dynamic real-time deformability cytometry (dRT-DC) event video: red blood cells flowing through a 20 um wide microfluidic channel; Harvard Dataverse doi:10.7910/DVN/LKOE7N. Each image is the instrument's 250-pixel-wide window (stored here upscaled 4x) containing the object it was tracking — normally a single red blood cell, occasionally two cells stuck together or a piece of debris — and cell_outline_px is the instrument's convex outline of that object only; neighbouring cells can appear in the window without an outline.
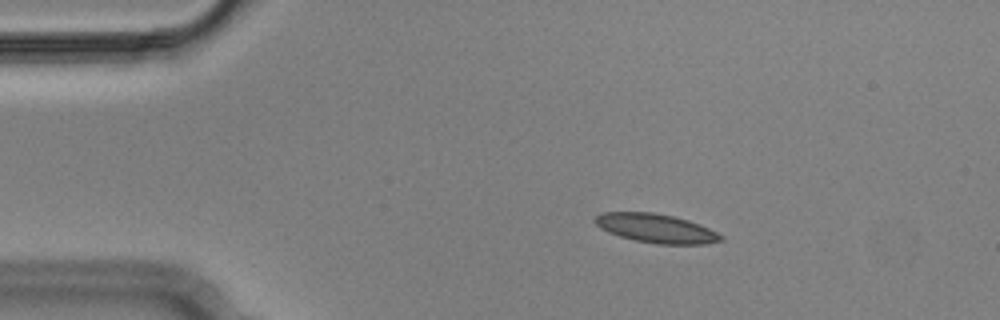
{"species": "Egyptian fruit bat (a non-hibernating species)", "species_latin": "Rousettus aegyptiacus", "temperature_condition": "cold", "stored_images_in_passage": 7, "camera_frame_rate_fps": 3000, "um_per_image_px": 0.085, "animal": {"sex": "male"}, "frame": {"image": 1, "passage_image": 2, "time_ms": 0.333, "image_size_px": [1000, 320], "cell_outline_px": [[724, 240], [708, 244], [656, 244], [636, 240], [620, 236], [608, 232], [600, 228], [592, 220], [600, 212], [652, 212], [672, 216], [688, 220], [708, 228], [724, 236]], "centroid_in_image_um": [55.75, 19.41], "position_along_channel_um": 29.2, "area_um2": 21.21}}
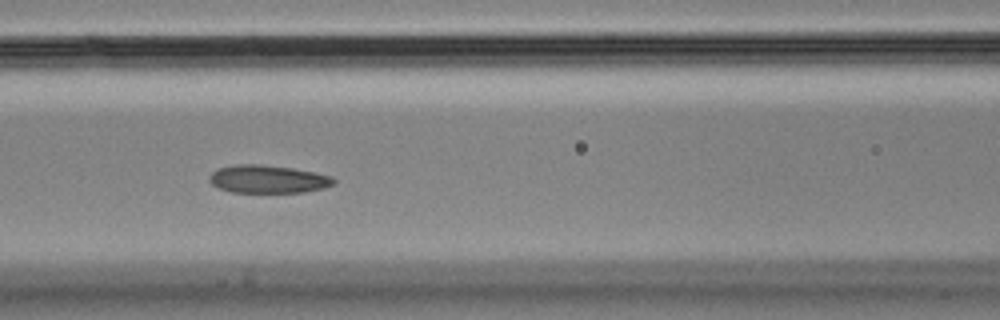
{"frame": {"image": 2, "passage_image": 6, "time_ms": 1.667, "image_size_px": [1000, 320], "cell_outline_px": [[336, 184], [324, 188], [304, 192], [232, 192], [220, 188], [212, 184], [208, 180], [208, 176], [212, 172], [220, 168], [236, 164], [256, 164], [292, 168], [332, 176], [336, 180]], "centroid_in_image_um": [22.79, 15.23], "position_along_channel_um": 143.8, "area_um2": 20.17}}
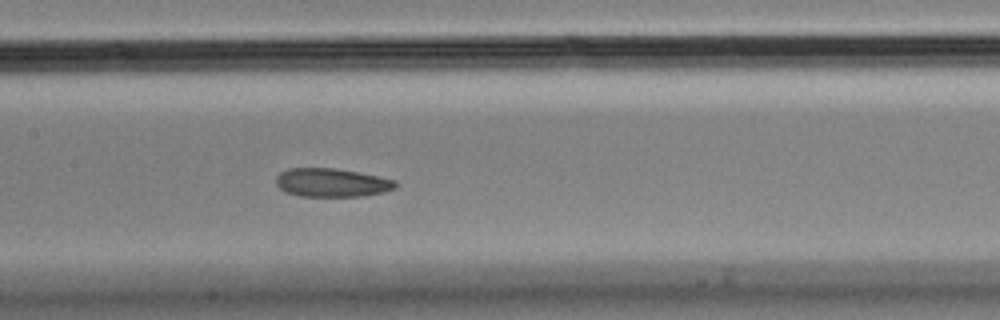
{"frame": {"image": 3, "passage_image": 7, "time_ms": 2.0, "image_size_px": [1000, 320], "cell_outline_px": [[396, 188], [384, 192], [364, 196], [300, 196], [284, 192], [276, 184], [276, 176], [280, 172], [288, 168], [332, 168], [356, 172], [396, 180]], "centroid_in_image_um": [28.17, 15.53], "position_along_channel_um": 179.2, "area_um2": 19.83}}